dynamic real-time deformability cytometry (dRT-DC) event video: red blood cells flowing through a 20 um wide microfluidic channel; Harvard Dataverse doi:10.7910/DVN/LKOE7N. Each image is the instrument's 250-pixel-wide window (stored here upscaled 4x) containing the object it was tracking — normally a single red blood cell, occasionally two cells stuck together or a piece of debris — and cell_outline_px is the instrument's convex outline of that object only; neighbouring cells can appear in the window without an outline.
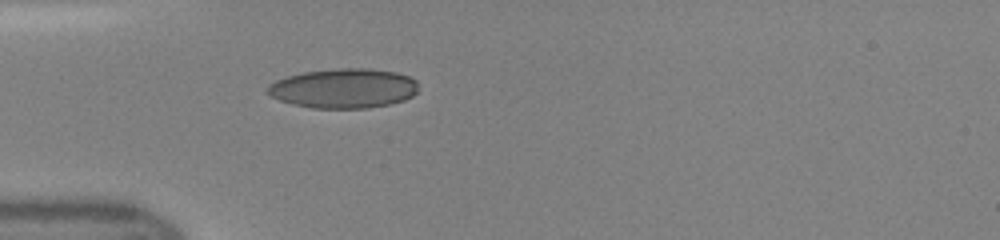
{"species": "human", "species_latin": "Homo sapiens", "temperature_condition": "room temperature", "stored_images_in_passage": 34, "camera_frame_rate_fps": 3000, "um_per_image_px": 0.085, "donor": {"sex": "female"}, "frame": {"image": 1, "passage_image": 1, "time_ms": 0.0, "image_size_px": [1000, 240], "cell_outline_px": [[416, 92], [412, 96], [404, 100], [388, 104], [368, 108], [312, 108], [292, 104], [280, 100], [272, 96], [268, 92], [268, 84], [276, 80], [288, 76], [304, 72], [340, 68], [368, 68], [396, 72], [408, 76], [416, 80]], "centroid_in_image_um": [29.21, 7.51], "position_along_channel_um": 55.8, "area_um2": 34.62}}
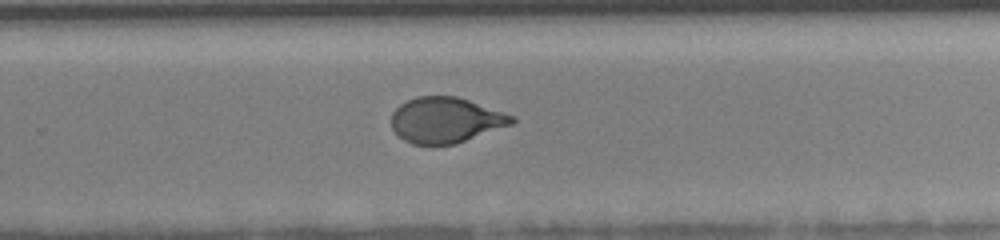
{"frame": {"image": 2, "passage_image": 18, "time_ms": 5.667, "image_size_px": [1000, 240], "cell_outline_px": [[516, 120], [512, 124], [456, 144], [412, 144], [396, 136], [392, 128], [392, 112], [400, 104], [416, 96], [456, 96], [516, 116]], "centroid_in_image_um": [37.87, 10.21], "position_along_channel_um": 291.9, "area_um2": 32.02}}
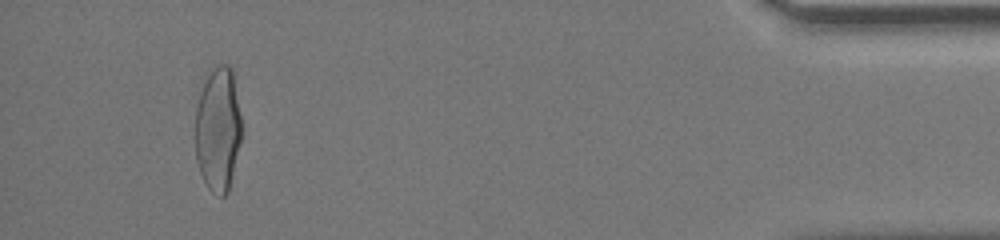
{"frame": {"image": 3, "passage_image": 31, "time_ms": 10.0, "image_size_px": [1000, 240], "cell_outline_px": [[244, 132], [228, 192], [224, 196], [220, 196], [212, 192], [208, 188], [200, 172], [196, 156], [196, 104], [200, 92], [212, 68], [220, 64], [228, 64], [232, 68]], "centroid_in_image_um": [18.57, 10.99], "position_along_channel_um": 416.6, "area_um2": 33.99}}